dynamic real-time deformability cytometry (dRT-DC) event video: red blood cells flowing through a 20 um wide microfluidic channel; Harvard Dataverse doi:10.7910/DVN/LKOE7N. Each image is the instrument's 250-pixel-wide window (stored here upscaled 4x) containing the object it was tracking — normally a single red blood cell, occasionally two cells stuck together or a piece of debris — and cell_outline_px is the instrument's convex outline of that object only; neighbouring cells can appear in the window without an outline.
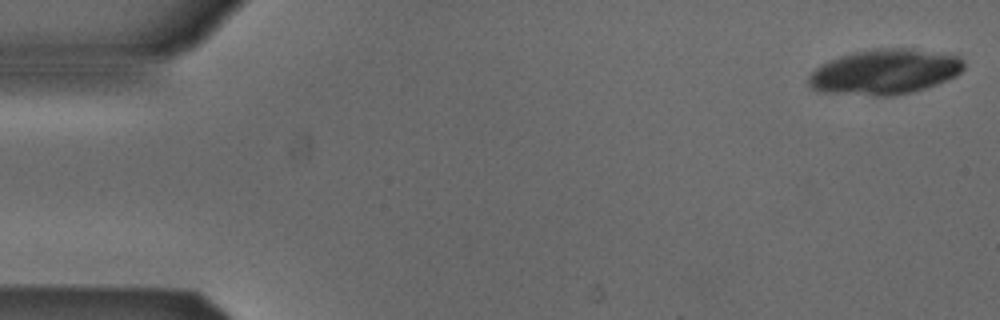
{"species": "Egyptian fruit bat (a non-hibernating species)", "species_latin": "Rousettus aegyptiacus", "temperature_condition": "cold", "stored_images_in_passage": 52, "camera_frame_rate_fps": 3000, "um_per_image_px": 0.085, "animal": {"sex": "male"}, "frame": {"image": 1, "passage_image": 1, "time_ms": 0.0, "image_size_px": [1000, 320], "cell_outline_px": [[964, 68], [956, 76], [936, 84], [912, 92], [892, 96], [872, 96], [816, 92], [808, 84], [808, 76], [820, 64], [840, 56], [852, 52], [872, 48], [912, 48], [960, 56], [964, 60]], "centroid_in_image_um": [75.18, 6.11], "position_along_channel_um": 9.8, "area_um2": 41.33}}
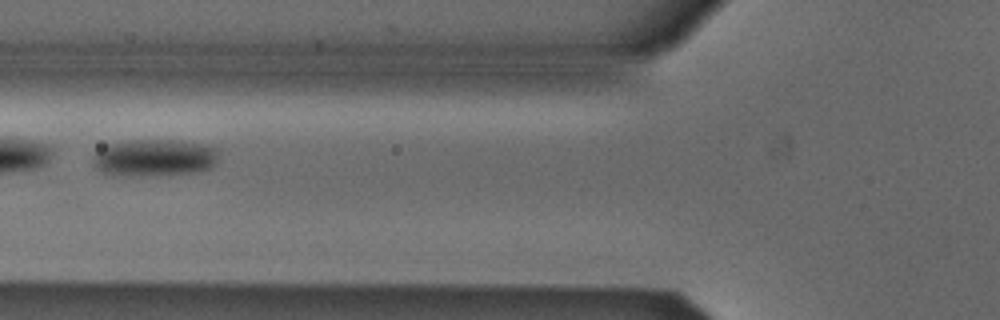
{"frame": {"image": 2, "passage_image": 20, "time_ms": 6.333, "image_size_px": [1000, 320], "cell_outline_px": [[216, 160], [212, 168], [192, 172], [140, 176], [116, 176], [100, 172], [92, 164], [92, 156], [100, 148], [108, 144], [136, 140], [176, 140], [208, 144], [216, 148]], "centroid_in_image_um": [13.06, 13.41], "position_along_channel_um": 112.7, "area_um2": 27.34}}
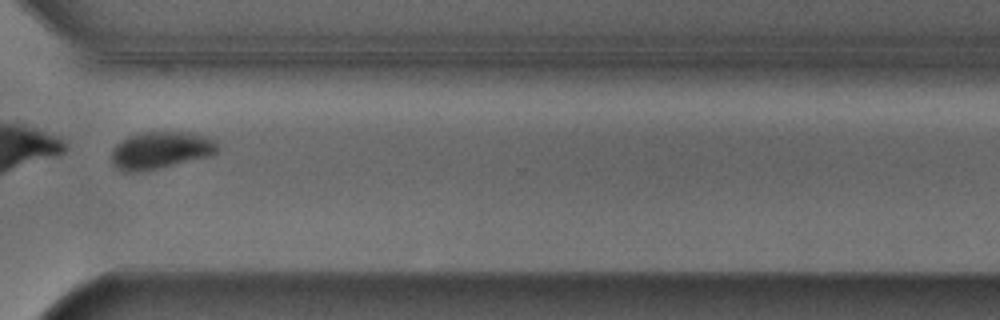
{"frame": {"image": 3, "passage_image": 39, "time_ms": 12.667, "image_size_px": [1000, 320], "cell_outline_px": [[220, 148], [216, 152], [208, 156], [160, 168], [140, 172], [124, 172], [116, 168], [112, 164], [112, 148], [120, 140], [136, 132], [192, 132], [208, 136], [216, 140]], "centroid_in_image_um": [13.63, 12.76], "position_along_channel_um": 357.0, "area_um2": 23.41}}